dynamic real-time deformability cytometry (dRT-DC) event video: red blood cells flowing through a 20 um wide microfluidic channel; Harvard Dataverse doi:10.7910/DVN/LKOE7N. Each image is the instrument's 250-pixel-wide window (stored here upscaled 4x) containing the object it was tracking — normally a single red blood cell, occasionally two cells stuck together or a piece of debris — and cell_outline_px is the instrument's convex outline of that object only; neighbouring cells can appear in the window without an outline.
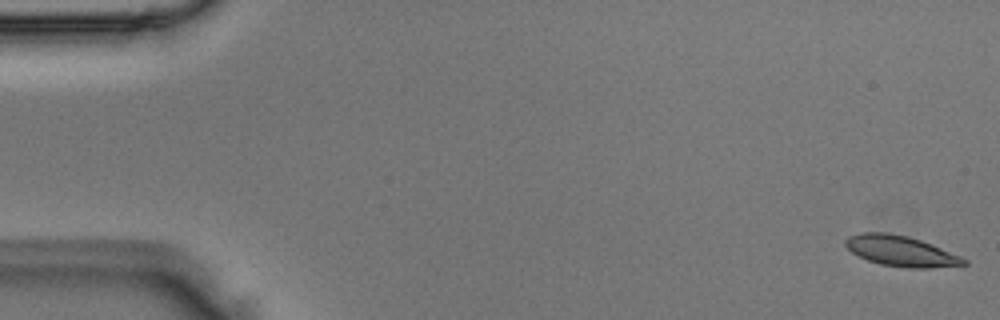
{"species": "Egyptian fruit bat (a non-hibernating species)", "species_latin": "Rousettus aegyptiacus", "temperature_condition": "room temperature", "stored_images_in_passage": 52, "camera_frame_rate_fps": 3000, "um_per_image_px": 0.085, "animal": {"sex": "male"}, "frame": {"image": 1, "passage_image": 1, "time_ms": 0.0, "image_size_px": [1000, 320], "cell_outline_px": [[968, 264], [928, 268], [908, 268], [880, 264], [868, 260], [852, 252], [844, 244], [844, 240], [848, 236], [860, 232], [888, 232], [908, 236], [932, 244], [960, 256], [968, 260]], "centroid_in_image_um": [76.56, 21.33], "position_along_channel_um": 8.4, "area_um2": 21.04}}
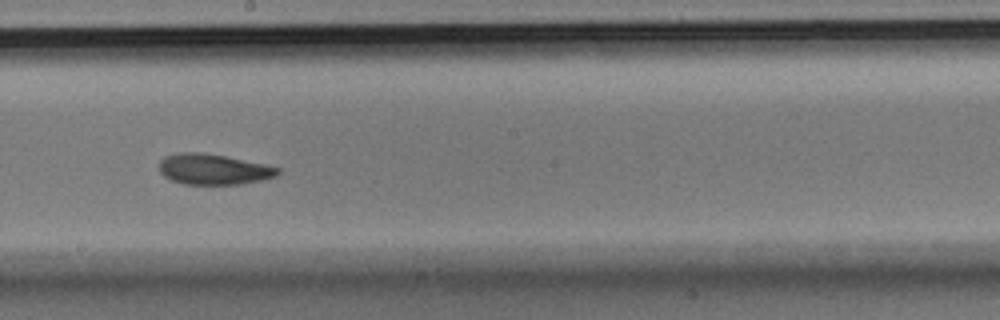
{"frame": {"image": 2, "passage_image": 29, "time_ms": 9.333, "image_size_px": [1000, 320], "cell_outline_px": [[280, 172], [276, 176], [260, 180], [240, 184], [184, 184], [172, 180], [164, 176], [160, 172], [160, 160], [164, 156], [180, 152], [204, 152], [264, 164], [280, 168]], "centroid_in_image_um": [18.12, 14.38], "position_along_channel_um": 230.1, "area_um2": 21.04}}
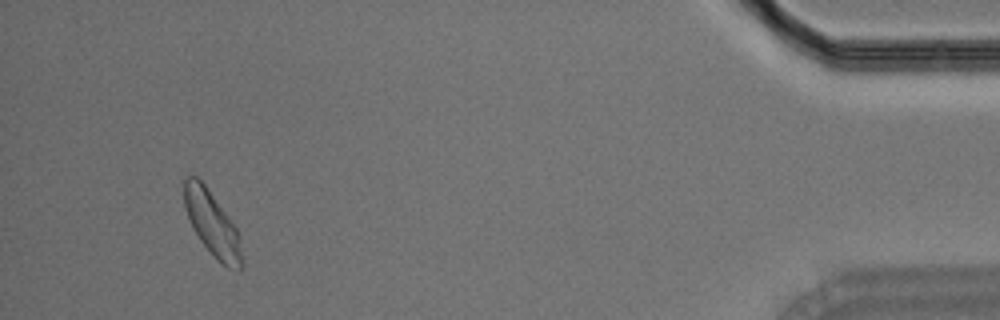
{"frame": {"image": 3, "passage_image": 49, "time_ms": 16.0, "image_size_px": [1000, 320], "cell_outline_px": [[244, 268], [240, 272], [228, 268], [220, 264], [216, 260], [200, 240], [192, 228], [184, 208], [184, 180], [188, 176], [196, 176], [204, 184], [236, 228], [240, 236], [244, 260]], "centroid_in_image_um": [18.07, 19.12], "position_along_channel_um": 417.1, "area_um2": 21.96}}